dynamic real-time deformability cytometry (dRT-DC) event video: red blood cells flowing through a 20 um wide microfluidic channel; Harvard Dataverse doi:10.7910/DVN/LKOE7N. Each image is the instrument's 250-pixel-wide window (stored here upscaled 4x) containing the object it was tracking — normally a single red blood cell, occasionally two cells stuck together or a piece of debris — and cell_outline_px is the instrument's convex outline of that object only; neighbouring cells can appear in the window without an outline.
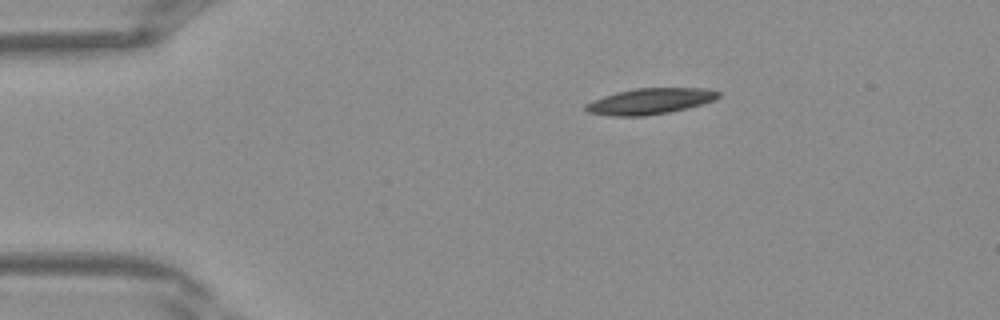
{"species": "Egyptian fruit bat (a non-hibernating species)", "species_latin": "Rousettus aegyptiacus", "temperature_condition": "warm", "stored_images_in_passage": 34, "camera_frame_rate_fps": 3000, "um_per_image_px": 0.085, "frame": {"image": 1, "passage_image": 1, "time_ms": 0.0, "image_size_px": [1000, 320], "cell_outline_px": [[720, 96], [716, 100], [688, 108], [668, 112], [644, 116], [612, 116], [588, 112], [584, 108], [584, 104], [604, 96], [616, 92], [636, 88], [708, 88], [720, 92]], "centroid_in_image_um": [55.28, 8.6], "position_along_channel_um": 29.7, "area_um2": 20.11}}
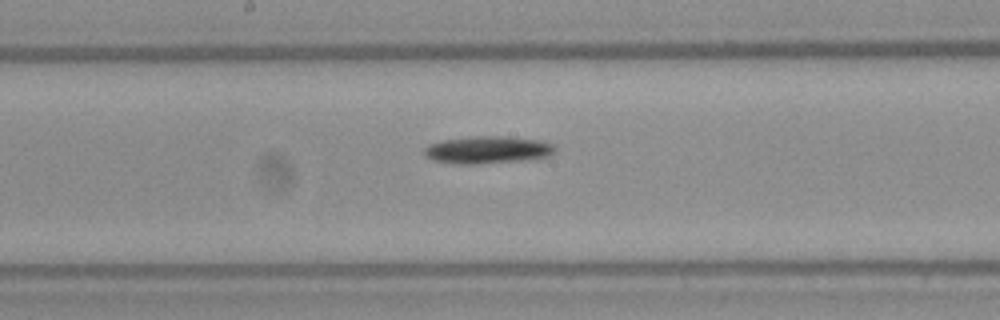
{"frame": {"image": 2, "passage_image": 15, "time_ms": 4.667, "image_size_px": [1000, 320], "cell_outline_px": [[556, 152], [548, 156], [520, 160], [476, 164], [452, 164], [432, 160], [424, 156], [424, 148], [428, 144], [444, 140], [476, 136], [496, 136], [540, 140], [552, 144], [556, 148]], "centroid_in_image_um": [41.4, 12.74], "position_along_channel_um": 206.8, "area_um2": 20.75}}
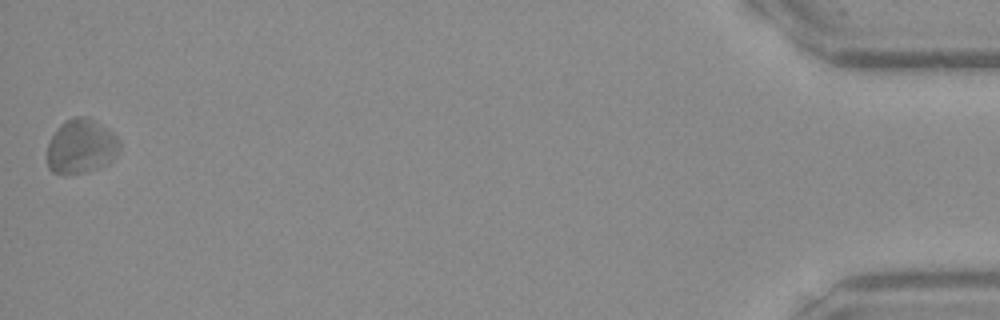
{"frame": {"image": 3, "passage_image": 34, "time_ms": 11.0, "image_size_px": [1000, 320], "cell_outline_px": [[120, 148], [116, 156], [108, 164], [88, 172], [64, 176], [52, 172], [48, 168], [48, 144], [52, 136], [60, 124], [76, 116], [84, 116], [108, 128], [120, 140]], "centroid_in_image_um": [6.9, 12.49], "position_along_channel_um": 428.3, "area_um2": 23.18}}